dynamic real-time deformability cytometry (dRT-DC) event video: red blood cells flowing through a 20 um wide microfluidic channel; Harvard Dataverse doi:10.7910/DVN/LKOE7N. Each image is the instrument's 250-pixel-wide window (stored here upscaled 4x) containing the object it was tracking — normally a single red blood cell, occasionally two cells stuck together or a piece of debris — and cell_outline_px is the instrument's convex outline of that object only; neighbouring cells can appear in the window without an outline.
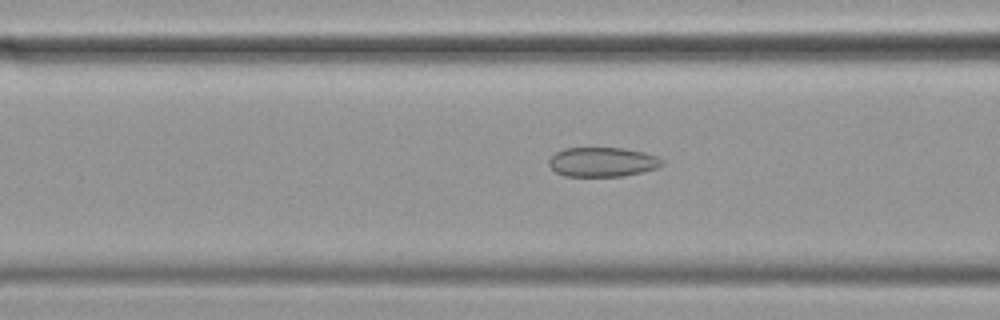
{"species": "common noctule bat (a hibernating species)", "species_latin": "Nyctalus noctula", "temperature_condition": "cold", "stored_images_in_passage": 57, "camera_frame_rate_fps": 3000, "um_per_image_px": 0.085, "animal": {"sex": "female", "body_mass_g": 19.9}, "frame": {"image": 1, "passage_image": 22, "time_ms": 7.0, "image_size_px": [1000, 320], "cell_outline_px": [[664, 164], [656, 168], [624, 176], [564, 176], [556, 172], [548, 164], [548, 160], [556, 152], [564, 148], [624, 148], [644, 152], [656, 156], [664, 160]], "centroid_in_image_um": [51.2, 13.76], "position_along_channel_um": 115.4, "area_um2": 19.42}}
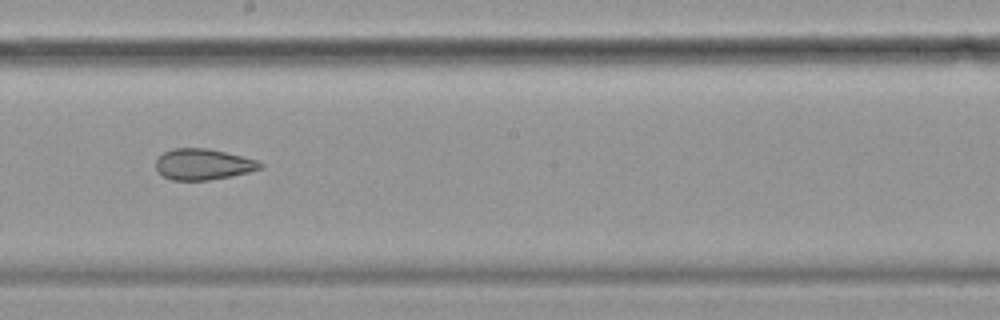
{"frame": {"image": 2, "passage_image": 32, "time_ms": 10.333, "image_size_px": [1000, 320], "cell_outline_px": [[264, 164], [260, 168], [248, 172], [232, 176], [208, 180], [172, 180], [164, 176], [156, 168], [156, 160], [164, 152], [172, 148], [208, 148], [256, 160]], "centroid_in_image_um": [17.25, 13.96], "position_along_channel_um": 231.0, "area_um2": 18.61}}
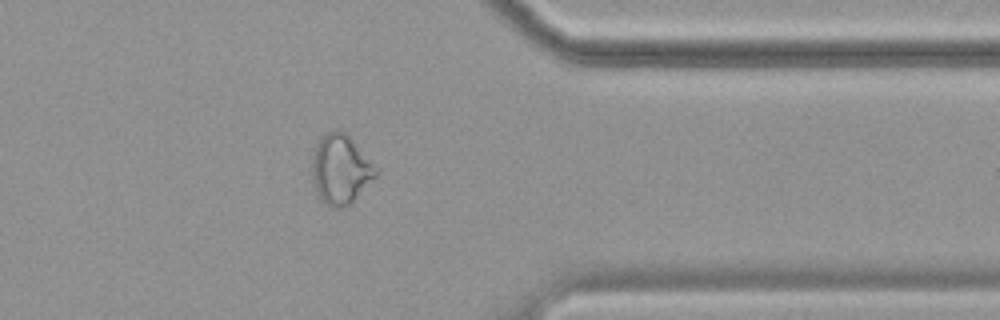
{"frame": {"image": 3, "passage_image": 46, "time_ms": 15.0, "image_size_px": [1000, 320], "cell_outline_px": [[380, 172], [352, 204], [340, 208], [328, 204], [316, 192], [312, 176], [312, 156], [316, 144], [328, 132], [344, 132], [348, 136]], "centroid_in_image_um": [28.96, 14.44], "position_along_channel_um": 382.4, "area_um2": 25.2}, "authors_computed_cell_mechanics": {"area_um2": 22.6576, "velocity_mm_per_s": 3.4717, "shape_relaxation_time_tau1_ms": null, "shape_relaxation_time_tau2_ms": 4.468, "deformation_change_tau1": null, "deformation_change_tau2": 0.1086}}